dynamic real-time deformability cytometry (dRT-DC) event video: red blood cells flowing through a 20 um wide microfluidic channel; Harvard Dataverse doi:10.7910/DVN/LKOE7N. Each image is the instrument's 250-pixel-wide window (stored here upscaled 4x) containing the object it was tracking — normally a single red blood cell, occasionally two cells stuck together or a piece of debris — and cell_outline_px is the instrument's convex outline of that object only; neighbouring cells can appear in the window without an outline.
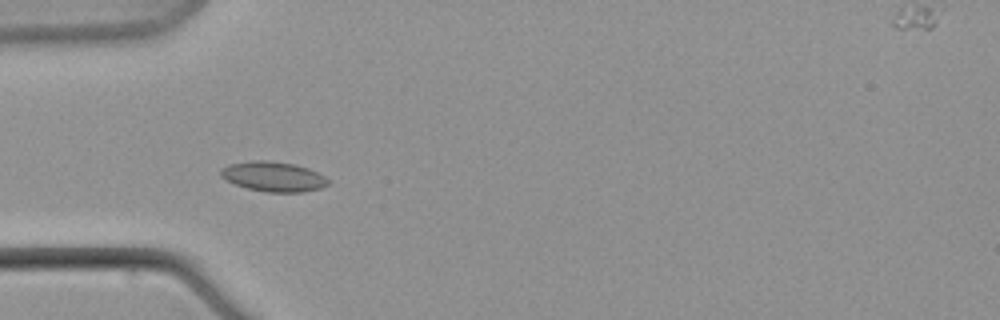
{"species": "common noctule bat (a hibernating species)", "species_latin": "Nyctalus noctula", "temperature_condition": "warm", "stored_images_in_passage": 6, "camera_frame_rate_fps": 3000, "um_per_image_px": 0.085, "animal": {"sex": "male", "body_mass_g": 21.5, "forearm_length_mm": 52.0}, "frame": {"image": 1, "passage_image": 5, "time_ms": 8.0, "image_size_px": [1000, 320], "cell_outline_px": [[328, 184], [320, 188], [304, 192], [264, 192], [248, 188], [236, 184], [220, 176], [220, 168], [228, 164], [252, 160], [268, 160], [296, 164], [308, 168], [324, 176], [328, 180]], "centroid_in_image_um": [23.22, 15.0], "position_along_channel_um": 61.8, "area_um2": 18.73}}
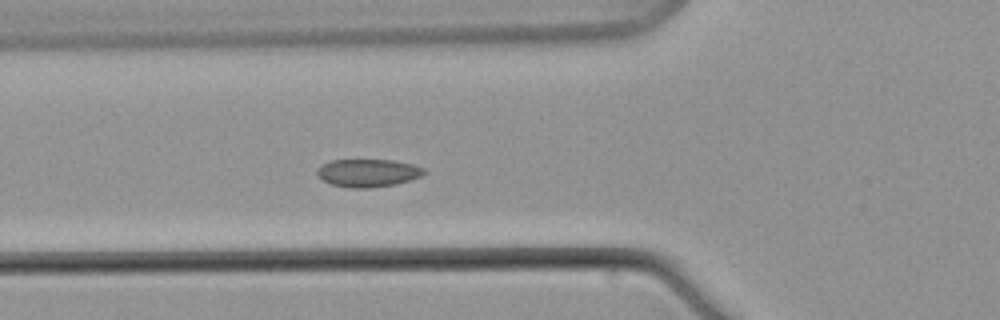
{"frame": {"image": 2, "passage_image": 6, "time_ms": 9.333, "image_size_px": [1000, 320], "cell_outline_px": [[428, 172], [420, 176], [396, 184], [372, 188], [348, 188], [332, 184], [324, 180], [316, 172], [316, 168], [332, 160], [392, 160], [412, 164], [424, 168]], "centroid_in_image_um": [31.29, 14.7], "position_along_channel_um": 94.5, "area_um2": 17.28}}